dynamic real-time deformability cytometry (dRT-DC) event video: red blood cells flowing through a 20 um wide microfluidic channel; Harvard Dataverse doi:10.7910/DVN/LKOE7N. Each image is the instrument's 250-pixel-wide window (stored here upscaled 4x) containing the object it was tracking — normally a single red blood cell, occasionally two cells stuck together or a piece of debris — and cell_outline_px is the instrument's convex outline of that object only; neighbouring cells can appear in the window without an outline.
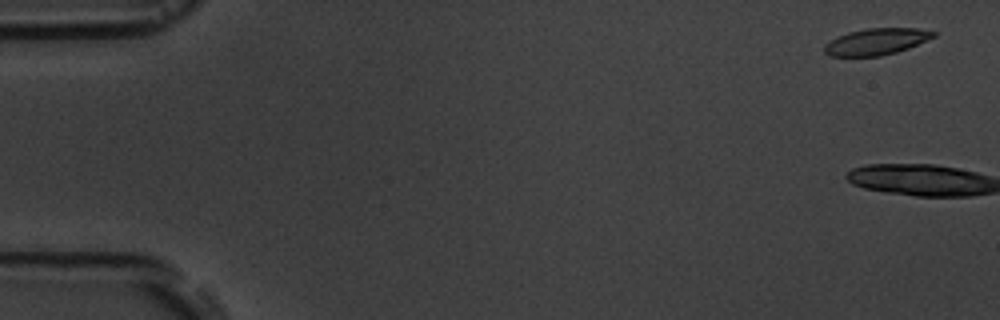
{"species": "common noctule bat (a hibernating species)", "species_latin": "Nyctalus noctula", "temperature_condition": "room temperature", "stored_images_in_passage": 7, "camera_frame_rate_fps": 3000, "um_per_image_px": 0.085, "animal": {"sex": "male", "body_mass_g": 19.5, "forearm_length_mm": 54.6}, "frame": {"image": 1, "passage_image": 1, "time_ms": 0.0, "image_size_px": [1000, 320], "cell_outline_px": [[936, 36], [908, 48], [896, 52], [880, 56], [828, 56], [824, 52], [824, 44], [848, 32], [868, 28], [920, 28], [936, 32]], "centroid_in_image_um": [74.5, 3.54], "position_along_channel_um": 10.5, "area_um2": 16.76}}
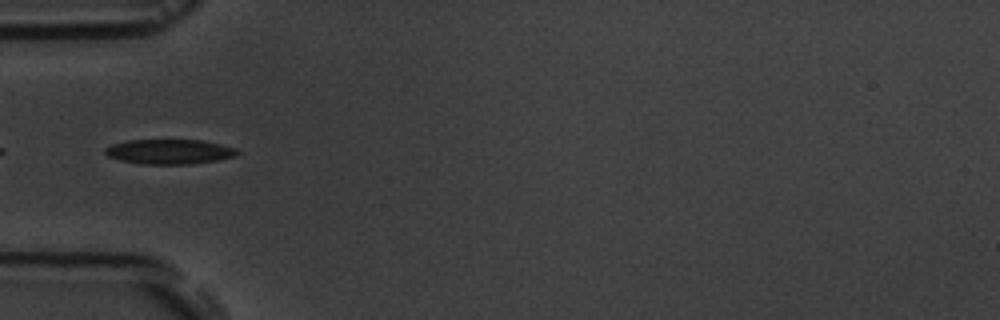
{"frame": {"image": 2, "passage_image": 6, "time_ms": 6.333, "image_size_px": [1000, 320], "cell_outline_px": [[240, 152], [236, 156], [216, 160], [188, 164], [144, 164], [120, 160], [108, 156], [104, 152], [104, 148], [112, 144], [128, 140], [200, 140], [220, 144], [236, 148]], "centroid_in_image_um": [14.39, 12.89], "position_along_channel_um": 70.6, "area_um2": 19.02}}
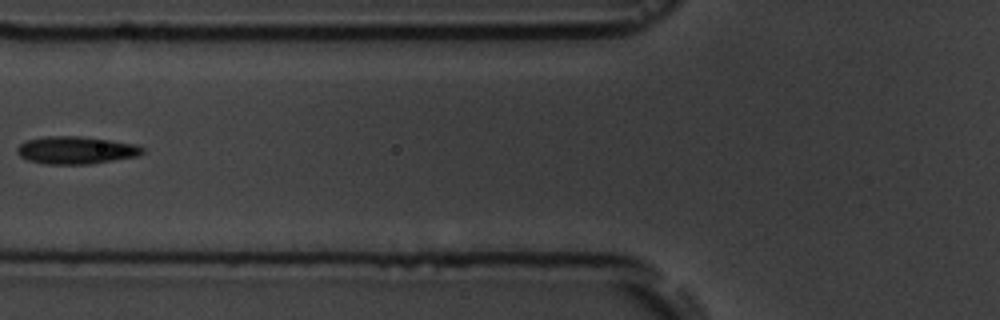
{"frame": {"image": 3, "passage_image": 7, "time_ms": 7.667, "image_size_px": [1000, 320], "cell_outline_px": [[144, 152], [136, 156], [88, 164], [44, 164], [28, 160], [20, 156], [16, 152], [16, 148], [20, 144], [28, 140], [44, 136], [80, 136], [136, 144], [144, 148]], "centroid_in_image_um": [6.42, 12.76], "position_along_channel_um": 119.4, "area_um2": 20.0}}